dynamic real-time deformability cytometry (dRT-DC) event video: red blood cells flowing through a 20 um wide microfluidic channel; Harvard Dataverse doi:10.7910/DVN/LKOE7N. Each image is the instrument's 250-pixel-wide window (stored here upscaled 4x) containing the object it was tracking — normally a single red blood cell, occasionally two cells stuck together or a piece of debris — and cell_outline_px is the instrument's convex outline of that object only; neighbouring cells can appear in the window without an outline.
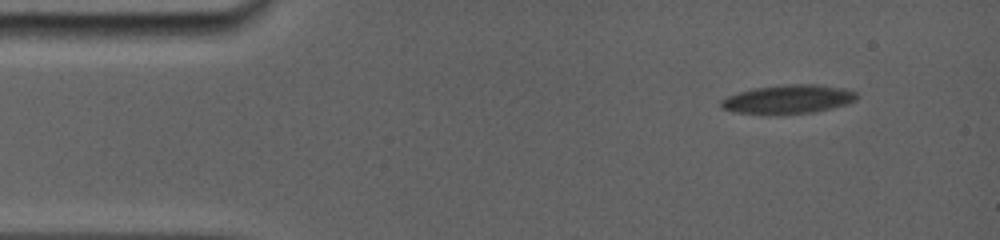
{"species": "common noctule bat (a hibernating species)", "species_latin": "Nyctalus noctula", "temperature_condition": "room temperature", "stored_images_in_passage": 25, "camera_frame_rate_fps": 5000, "um_per_image_px": 0.085, "animal": {"sex": "female", "body_mass_g": 19.0, "forearm_length_mm": 56.7}, "frame": {"image": 1, "passage_image": 1, "time_ms": 0.0, "image_size_px": [1000, 240], "cell_outline_px": [[860, 96], [856, 100], [848, 104], [832, 108], [812, 112], [736, 112], [720, 108], [720, 100], [728, 96], [752, 88], [784, 84], [816, 84], [844, 88], [856, 92]], "centroid_in_image_um": [67.05, 8.39], "position_along_channel_um": 17.9, "area_um2": 22.25}}
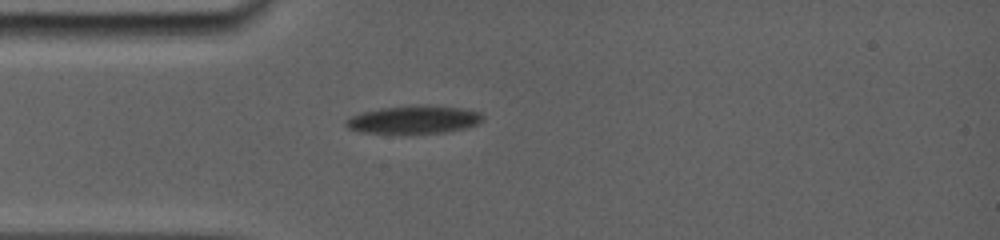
{"frame": {"image": 2, "passage_image": 21, "time_ms": 3.0, "image_size_px": [1000, 240], "cell_outline_px": [[484, 116], [480, 124], [464, 128], [444, 132], [360, 132], [348, 128], [344, 124], [344, 120], [360, 112], [380, 108], [464, 108], [480, 112]], "centroid_in_image_um": [35.16, 10.2], "position_along_channel_um": 49.8, "area_um2": 20.98}}